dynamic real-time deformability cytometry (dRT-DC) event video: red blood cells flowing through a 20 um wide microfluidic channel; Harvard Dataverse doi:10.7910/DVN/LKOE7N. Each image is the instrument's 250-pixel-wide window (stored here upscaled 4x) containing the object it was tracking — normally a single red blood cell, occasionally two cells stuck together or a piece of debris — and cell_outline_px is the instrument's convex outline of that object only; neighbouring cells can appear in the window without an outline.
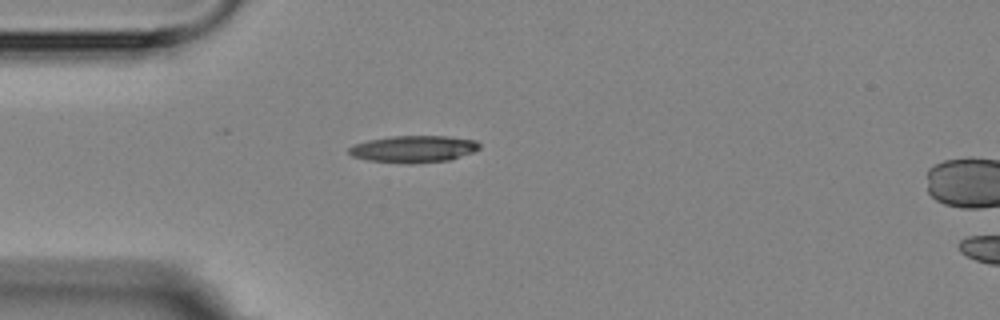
{"species": "Egyptian fruit bat (a non-hibernating species)", "species_latin": "Rousettus aegyptiacus", "temperature_condition": "room temperature", "stored_images_in_passage": 2, "camera_frame_rate_fps": 3000, "um_per_image_px": 0.085, "animal": {"sex": "female"}, "frame": {"image": 1, "passage_image": 2, "time_ms": 1.333, "image_size_px": [1000, 320], "cell_outline_px": [[480, 148], [472, 152], [448, 160], [412, 164], [408, 164], [368, 160], [352, 156], [348, 152], [348, 148], [356, 144], [368, 140], [392, 136], [448, 136], [476, 140], [480, 144]], "centroid_in_image_um": [35.15, 12.66], "position_along_channel_um": 49.8, "area_um2": 20.4}}